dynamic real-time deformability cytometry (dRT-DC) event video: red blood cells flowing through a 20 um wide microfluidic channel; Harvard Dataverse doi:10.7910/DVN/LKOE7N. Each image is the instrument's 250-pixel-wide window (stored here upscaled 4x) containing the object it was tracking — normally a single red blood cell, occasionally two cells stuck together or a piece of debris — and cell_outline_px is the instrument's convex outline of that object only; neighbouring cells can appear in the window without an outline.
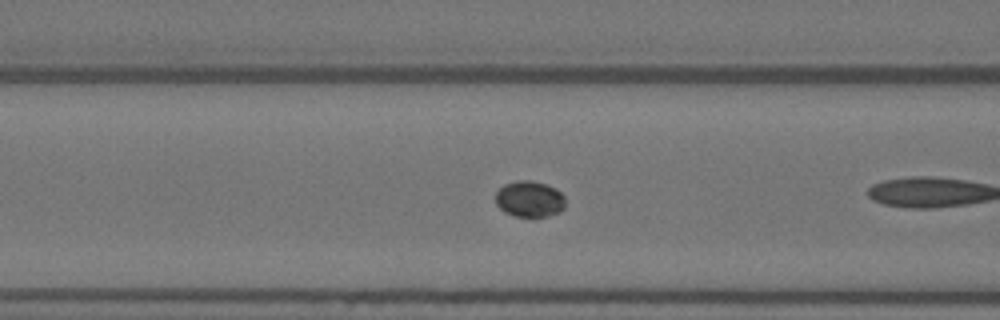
{"species": "Egyptian fruit bat (a non-hibernating species)", "species_latin": "Rousettus aegyptiacus", "temperature_condition": "warm", "stored_images_in_passage": 50, "camera_frame_rate_fps": 3000, "um_per_image_px": 0.085, "animal": {"sex": "female"}, "frame": {"image": 1, "passage_image": 15, "time_ms": 4.667, "image_size_px": [1000, 320], "cell_outline_px": [[564, 208], [560, 212], [544, 216], [516, 216], [504, 212], [496, 204], [496, 192], [504, 184], [516, 180], [528, 180], [544, 184], [556, 188], [564, 196]], "centroid_in_image_um": [45.0, 16.91], "position_along_channel_um": 121.6, "area_um2": 14.57}}
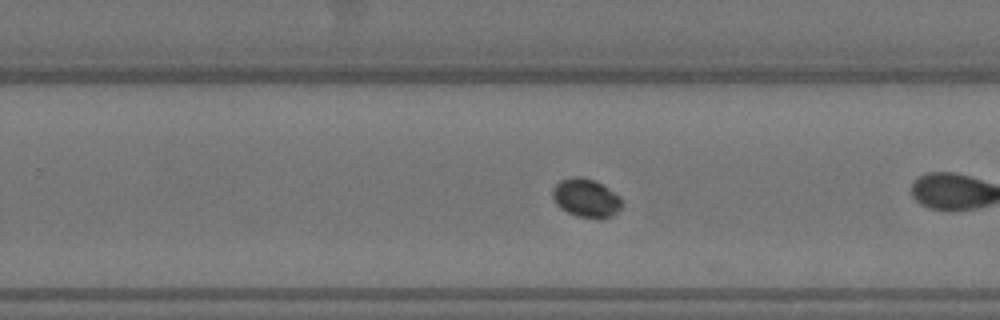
{"frame": {"image": 2, "passage_image": 28, "time_ms": 9.0, "image_size_px": [1000, 320], "cell_outline_px": [[620, 208], [612, 216], [600, 220], [576, 216], [560, 208], [556, 204], [552, 196], [552, 188], [560, 180], [572, 176], [580, 176], [592, 180], [600, 184], [620, 196]], "centroid_in_image_um": [49.77, 16.85], "position_along_channel_um": 280.0, "area_um2": 15.55}}